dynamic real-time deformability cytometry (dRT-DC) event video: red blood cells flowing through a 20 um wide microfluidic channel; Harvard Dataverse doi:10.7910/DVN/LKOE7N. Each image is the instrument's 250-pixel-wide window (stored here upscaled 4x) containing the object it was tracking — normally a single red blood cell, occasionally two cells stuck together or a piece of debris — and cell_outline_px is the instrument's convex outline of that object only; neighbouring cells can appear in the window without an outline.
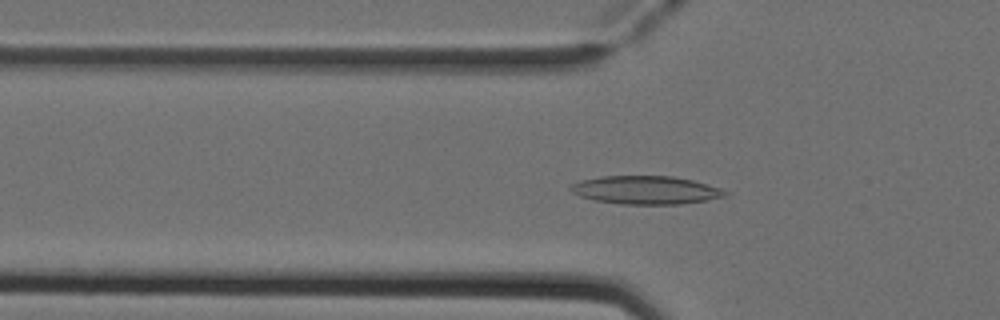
{"species": "Egyptian fruit bat (a non-hibernating species)", "species_latin": "Rousettus aegyptiacus", "temperature_condition": "cold", "stored_images_in_passage": 51, "camera_frame_rate_fps": 3000, "um_per_image_px": 0.085, "animal": {"sex": "female"}, "frame": {"image": 1, "passage_image": 16, "time_ms": 5.0, "image_size_px": [1000, 320], "cell_outline_px": [[728, 196], [708, 200], [680, 204], [620, 204], [596, 200], [580, 196], [572, 192], [568, 188], [572, 184], [580, 180], [600, 176], [672, 176], [692, 180], [720, 188], [728, 192]], "centroid_in_image_um": [54.89, 16.15], "position_along_channel_um": 70.9, "area_um2": 25.43}}
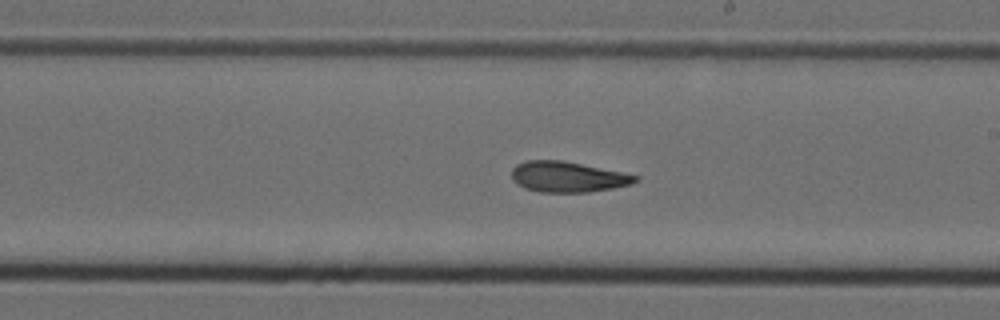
{"frame": {"image": 2, "passage_image": 29, "time_ms": 9.333, "image_size_px": [1000, 320], "cell_outline_px": [[640, 180], [632, 184], [612, 188], [588, 192], [540, 192], [524, 188], [516, 184], [512, 180], [512, 168], [516, 164], [524, 160], [560, 160], [640, 176]], "centroid_in_image_um": [48.22, 15.04], "position_along_channel_um": 240.8, "area_um2": 22.02}}
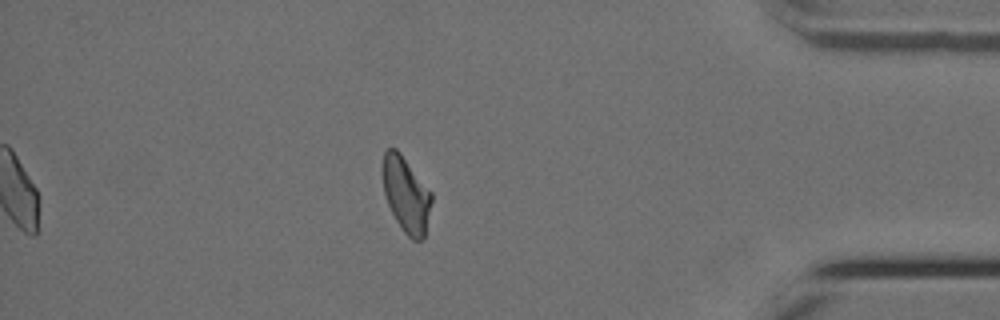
{"frame": {"image": 3, "passage_image": 44, "time_ms": 14.333, "image_size_px": [1000, 320], "cell_outline_px": [[432, 200], [424, 236], [420, 240], [412, 240], [404, 232], [396, 220], [388, 204], [384, 192], [384, 152], [388, 148], [396, 148], [400, 152], [432, 192]], "centroid_in_image_um": [34.54, 16.54], "position_along_channel_um": 400.7, "area_um2": 21.04}, "authors_computed_cell_mechanics": {"area_um2": 22.6576, "velocity_mm_per_s": 3.9048, "shape_relaxation_time_tau1_ms": 5.9102, "shape_relaxation_time_tau2_ms": 3.5795, "deformation_change_tau1": 0.1891, "deformation_change_tau2": 0.1168}}